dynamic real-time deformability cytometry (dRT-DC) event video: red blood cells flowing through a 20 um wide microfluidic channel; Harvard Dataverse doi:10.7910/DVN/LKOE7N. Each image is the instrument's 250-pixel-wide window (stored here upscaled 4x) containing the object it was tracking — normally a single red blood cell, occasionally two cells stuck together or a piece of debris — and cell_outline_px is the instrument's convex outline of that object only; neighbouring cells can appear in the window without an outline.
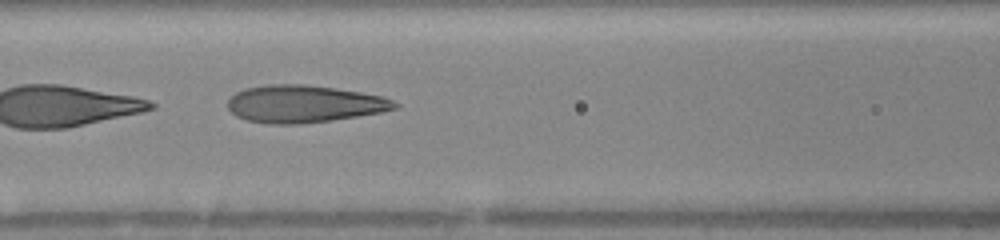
{"species": "human", "species_latin": "Homo sapiens", "temperature_condition": "warm", "stored_images_in_passage": 33, "camera_frame_rate_fps": 3000, "um_per_image_px": 0.085, "donor": {"sex": "female"}, "frame": {"image": 1, "passage_image": 15, "time_ms": 7.333, "image_size_px": [1000, 240], "cell_outline_px": [[400, 104], [396, 108], [380, 112], [332, 120], [300, 124], [268, 124], [248, 120], [236, 116], [228, 108], [228, 100], [236, 92], [244, 88], [268, 84], [304, 84], [336, 88], [360, 92], [380, 96], [392, 100]], "centroid_in_image_um": [25.81, 8.83], "position_along_channel_um": 140.8, "area_um2": 36.24}}
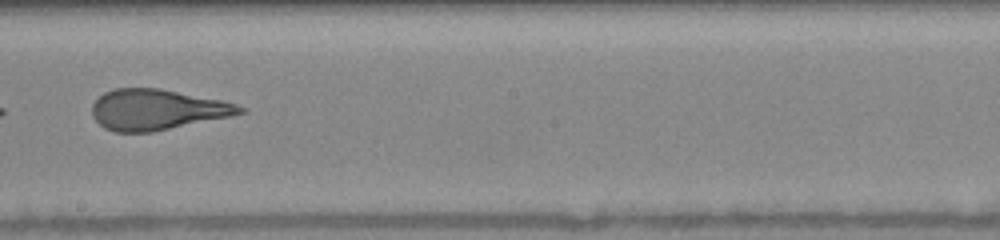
{"frame": {"image": 2, "passage_image": 19, "time_ms": 9.667, "image_size_px": [1000, 240], "cell_outline_px": [[244, 112], [232, 116], [152, 132], [116, 132], [104, 128], [92, 116], [92, 104], [104, 92], [112, 88], [160, 88], [220, 100], [236, 104], [244, 108]], "centroid_in_image_um": [13.31, 9.32], "position_along_channel_um": 234.9, "area_um2": 34.85}}